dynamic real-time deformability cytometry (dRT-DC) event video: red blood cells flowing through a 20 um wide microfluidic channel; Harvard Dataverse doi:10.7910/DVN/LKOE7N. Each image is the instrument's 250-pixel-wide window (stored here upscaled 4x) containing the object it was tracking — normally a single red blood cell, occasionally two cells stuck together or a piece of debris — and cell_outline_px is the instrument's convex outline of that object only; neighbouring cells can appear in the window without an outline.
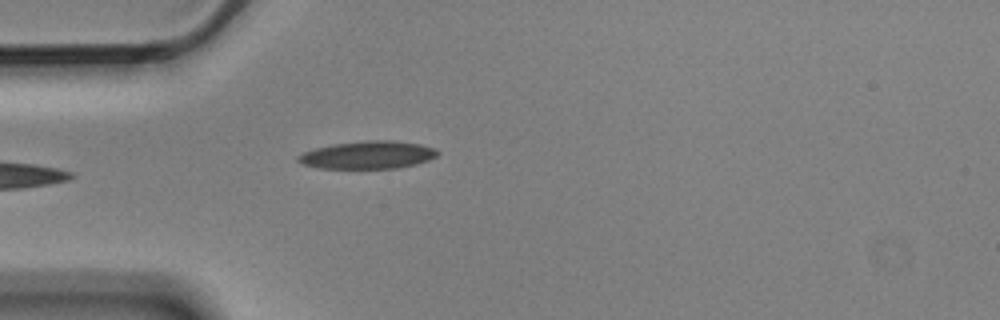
{"species": "Egyptian fruit bat (a non-hibernating species)", "species_latin": "Rousettus aegyptiacus", "temperature_condition": "cold", "stored_images_in_passage": 5, "camera_frame_rate_fps": 3000, "um_per_image_px": 0.085, "animal": {"sex": "male"}, "frame": {"image": 1, "passage_image": 5, "time_ms": 1.333, "image_size_px": [1000, 320], "cell_outline_px": [[440, 152], [436, 156], [428, 160], [416, 164], [396, 168], [320, 168], [304, 164], [296, 160], [296, 156], [304, 152], [316, 148], [332, 144], [364, 140], [392, 140], [420, 144], [432, 148]], "centroid_in_image_um": [31.25, 13.16], "position_along_channel_um": 53.7, "area_um2": 22.43}}